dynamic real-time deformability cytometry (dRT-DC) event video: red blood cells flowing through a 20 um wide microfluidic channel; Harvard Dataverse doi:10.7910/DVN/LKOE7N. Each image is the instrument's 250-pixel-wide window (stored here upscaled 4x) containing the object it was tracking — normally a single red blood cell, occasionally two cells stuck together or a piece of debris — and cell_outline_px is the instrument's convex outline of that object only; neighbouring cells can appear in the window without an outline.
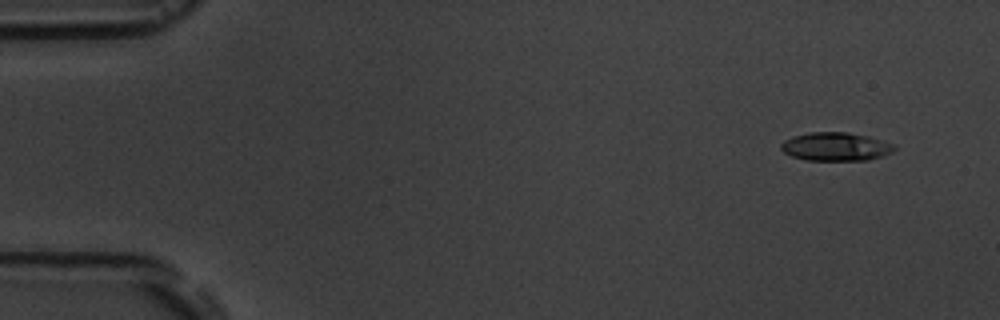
{"species": "common noctule bat (a hibernating species)", "species_latin": "Nyctalus noctula", "temperature_condition": "room temperature", "stored_images_in_passage": 4, "camera_frame_rate_fps": 3000, "um_per_image_px": 0.085, "animal": {"sex": "male", "body_mass_g": 19.5, "forearm_length_mm": 54.6}, "frame": {"image": 1, "passage_image": 1, "time_ms": 0.0, "image_size_px": [1000, 320], "cell_outline_px": [[896, 148], [892, 152], [884, 156], [868, 160], [804, 160], [792, 156], [784, 152], [780, 148], [780, 144], [784, 140], [792, 136], [808, 132], [848, 132], [868, 136], [896, 144]], "centroid_in_image_um": [71.05, 12.46], "position_along_channel_um": 14.0, "area_um2": 19.02}}
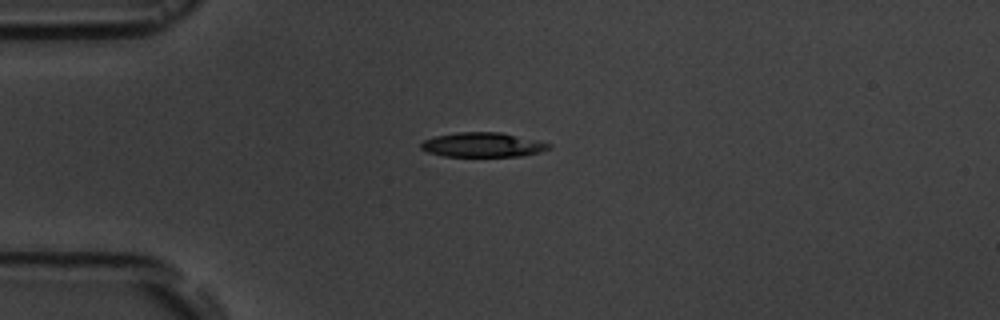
{"frame": {"image": 2, "passage_image": 4, "time_ms": 3.333, "image_size_px": [1000, 320], "cell_outline_px": [[552, 144], [548, 148], [540, 152], [520, 156], [444, 156], [428, 152], [420, 148], [420, 144], [424, 140], [436, 136], [456, 132], [500, 132]], "centroid_in_image_um": [40.99, 12.31], "position_along_channel_um": 44.0, "area_um2": 18.03}}